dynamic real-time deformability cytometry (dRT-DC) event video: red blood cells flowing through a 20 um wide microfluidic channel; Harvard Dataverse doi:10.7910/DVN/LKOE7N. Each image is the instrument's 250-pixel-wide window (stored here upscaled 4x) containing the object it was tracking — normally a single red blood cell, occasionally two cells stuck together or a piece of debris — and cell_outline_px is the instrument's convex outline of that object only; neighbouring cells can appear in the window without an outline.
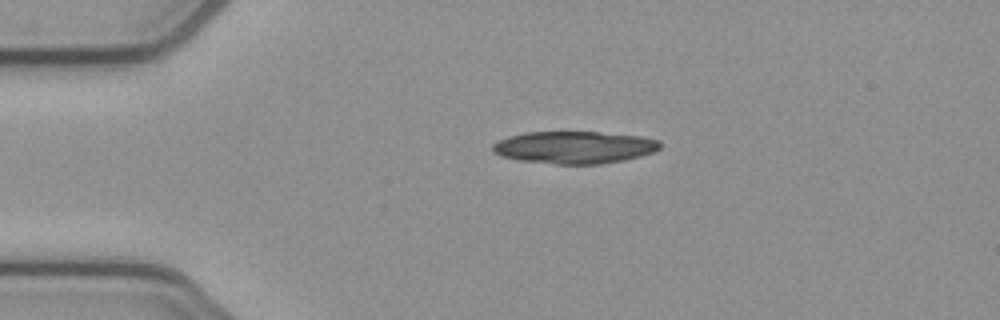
{"species": "common noctule bat (a hibernating species)", "species_latin": "Nyctalus noctula", "temperature_condition": "cold", "stored_images_in_passage": 42, "camera_frame_rate_fps": 3000, "um_per_image_px": 0.085, "animal": {"sex": "female", "body_mass_g": 21.9}, "frame": {"image": 1, "passage_image": 1, "time_ms": 0.0, "image_size_px": [1000, 320], "cell_outline_px": [[660, 148], [652, 152], [640, 156], [624, 160], [600, 164], [556, 164], [516, 160], [500, 156], [492, 152], [492, 144], [508, 136], [524, 132], [596, 132], [640, 136], [660, 140]], "centroid_in_image_um": [48.78, 12.53], "position_along_channel_um": 36.2, "area_um2": 31.62}}